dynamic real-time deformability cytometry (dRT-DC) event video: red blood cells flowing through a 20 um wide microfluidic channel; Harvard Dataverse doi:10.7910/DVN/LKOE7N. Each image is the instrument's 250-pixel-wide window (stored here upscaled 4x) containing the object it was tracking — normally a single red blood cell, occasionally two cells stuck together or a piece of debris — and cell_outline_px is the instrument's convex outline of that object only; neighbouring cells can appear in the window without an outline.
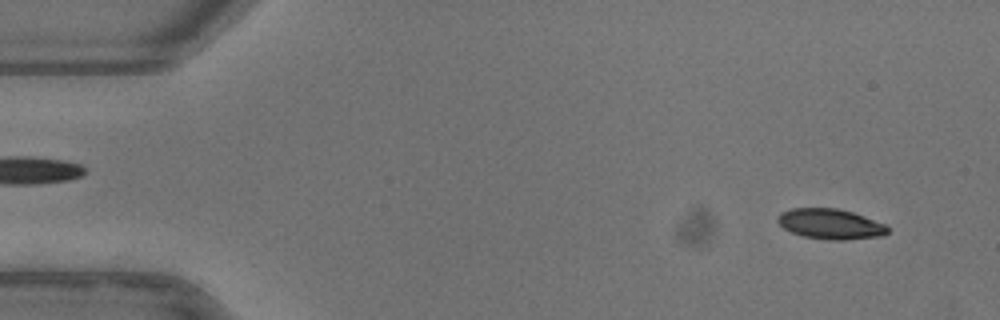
{"species": "common noctule bat (a hibernating species)", "species_latin": "Nyctalus noctula", "temperature_condition": "warm", "stored_images_in_passage": 50, "camera_frame_rate_fps": 3000, "um_per_image_px": 0.085, "animal": {"sex": "female"}, "frame": {"image": 1, "passage_image": 2, "time_ms": 0.333, "image_size_px": [1000, 320], "cell_outline_px": [[888, 232], [884, 236], [844, 240], [828, 240], [804, 236], [792, 232], [784, 228], [776, 220], [776, 216], [780, 212], [792, 208], [836, 208], [852, 212], [864, 216], [884, 224], [888, 228]], "centroid_in_image_um": [70.57, 19.04], "position_along_channel_um": 14.4, "area_um2": 19.42}}
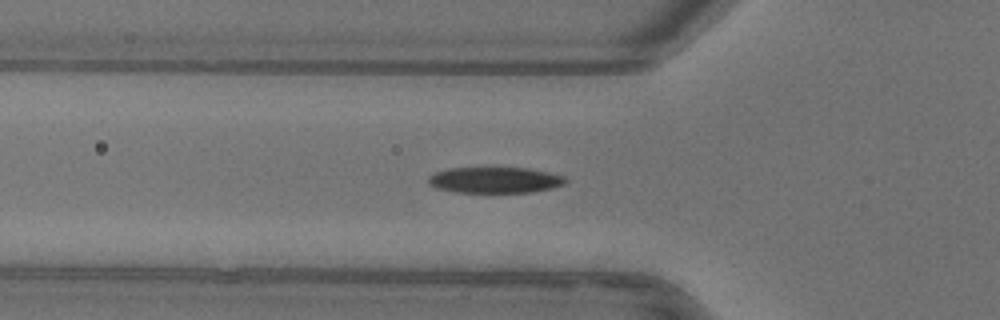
{"frame": {"image": 2, "passage_image": 16, "time_ms": 5.0, "image_size_px": [1000, 320], "cell_outline_px": [[568, 180], [564, 184], [552, 188], [532, 192], [456, 192], [436, 188], [428, 184], [428, 176], [436, 172], [448, 168], [528, 168], [548, 172], [564, 176]], "centroid_in_image_um": [42.06, 15.3], "position_along_channel_um": 83.7, "area_um2": 20.75}}
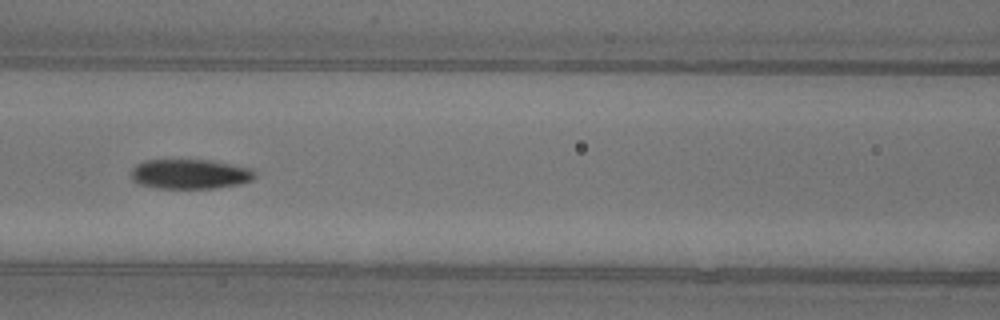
{"frame": {"image": 3, "passage_image": 21, "time_ms": 6.667, "image_size_px": [1000, 320], "cell_outline_px": [[256, 176], [252, 180], [240, 184], [216, 188], [156, 188], [136, 184], [132, 180], [132, 168], [136, 164], [144, 160], [212, 160], [252, 168], [256, 172]], "centroid_in_image_um": [16.16, 14.79], "position_along_channel_um": 150.4, "area_um2": 21.73}, "authors_computed_cell_mechanics": {"area_um2": 21.4149, "velocity_mm_per_s": 3.9454, "shape_relaxation_time_tau1_ms": 3.2792, "shape_relaxation_time_tau2_ms": 3.1452, "deformation_change_tau1": 0.1729, "deformation_change_tau2": 0.0844}}